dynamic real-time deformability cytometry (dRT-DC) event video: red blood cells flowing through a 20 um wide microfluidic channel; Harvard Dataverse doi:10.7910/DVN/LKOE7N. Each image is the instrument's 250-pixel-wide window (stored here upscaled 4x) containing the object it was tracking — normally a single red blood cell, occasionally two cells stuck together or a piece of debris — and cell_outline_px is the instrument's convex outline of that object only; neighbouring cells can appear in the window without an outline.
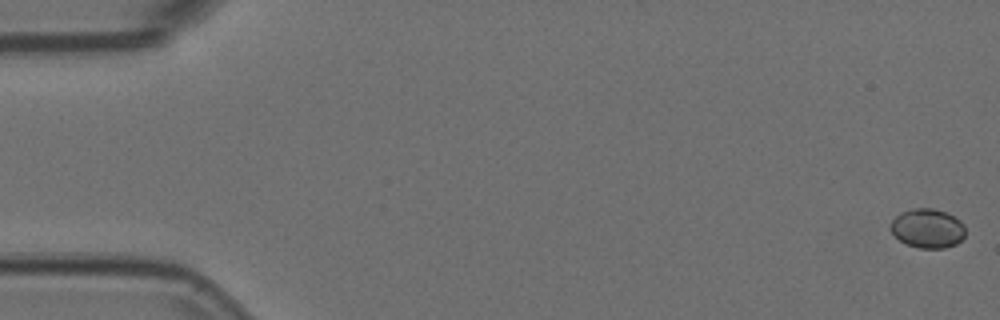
{"species": "Egyptian fruit bat (a non-hibernating species)", "species_latin": "Rousettus aegyptiacus", "temperature_condition": "room temperature", "stored_images_in_passage": 56, "segment_of_instrument_passage": [1, 2], "camera_frame_rate_fps": 3000, "um_per_image_px": 0.085, "animal": {"sex": "female"}, "frame": {"image": 1, "passage_image": 1, "time_ms": 0.0, "image_size_px": [1000, 320], "cell_outline_px": [[964, 236], [956, 244], [944, 248], [920, 248], [908, 244], [900, 240], [888, 228], [892, 220], [900, 212], [912, 208], [932, 208], [944, 212], [960, 220], [964, 224]], "centroid_in_image_um": [78.82, 19.4], "position_along_channel_um": 6.2, "area_um2": 16.99}}
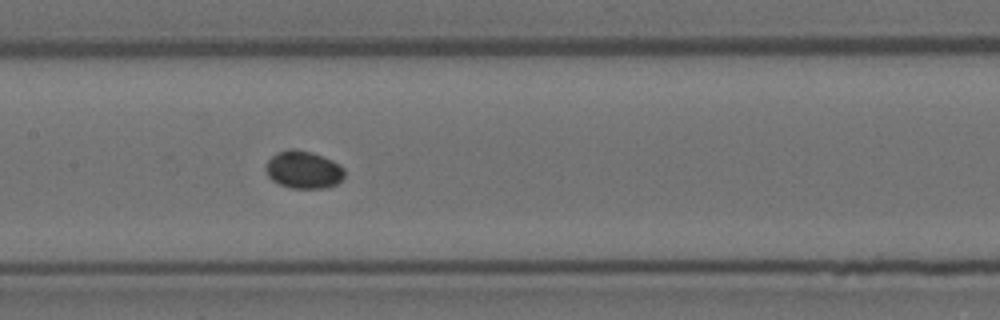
{"frame": {"image": 2, "passage_image": 27, "time_ms": 8.667, "image_size_px": [1000, 320], "cell_outline_px": [[344, 180], [336, 184], [324, 188], [292, 188], [280, 184], [272, 180], [268, 176], [268, 160], [276, 152], [292, 148], [312, 152], [332, 160], [340, 164], [344, 168]], "centroid_in_image_um": [25.84, 14.42], "position_along_channel_um": 181.6, "area_um2": 17.17}}
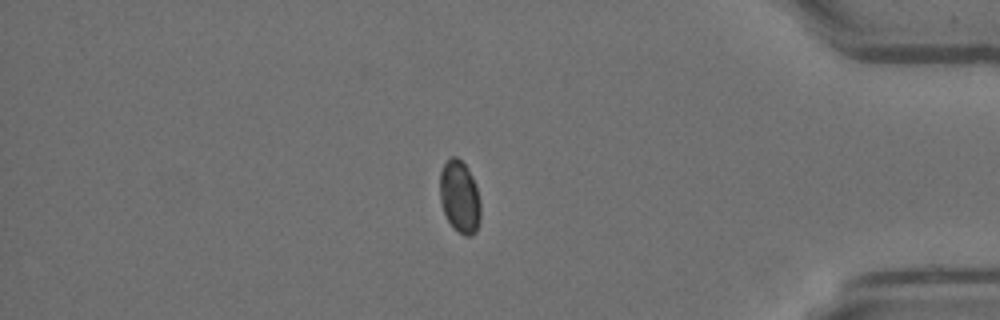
{"frame": {"image": 3, "passage_image": 47, "time_ms": 15.333, "image_size_px": [1000, 320], "cell_outline_px": [[480, 220], [476, 232], [472, 236], [464, 236], [448, 220], [444, 212], [440, 200], [440, 172], [444, 164], [452, 156], [456, 156], [468, 168], [472, 176], [476, 188], [480, 204]], "centroid_in_image_um": [39.07, 16.73], "position_along_channel_um": 396.1, "area_um2": 16.94}}